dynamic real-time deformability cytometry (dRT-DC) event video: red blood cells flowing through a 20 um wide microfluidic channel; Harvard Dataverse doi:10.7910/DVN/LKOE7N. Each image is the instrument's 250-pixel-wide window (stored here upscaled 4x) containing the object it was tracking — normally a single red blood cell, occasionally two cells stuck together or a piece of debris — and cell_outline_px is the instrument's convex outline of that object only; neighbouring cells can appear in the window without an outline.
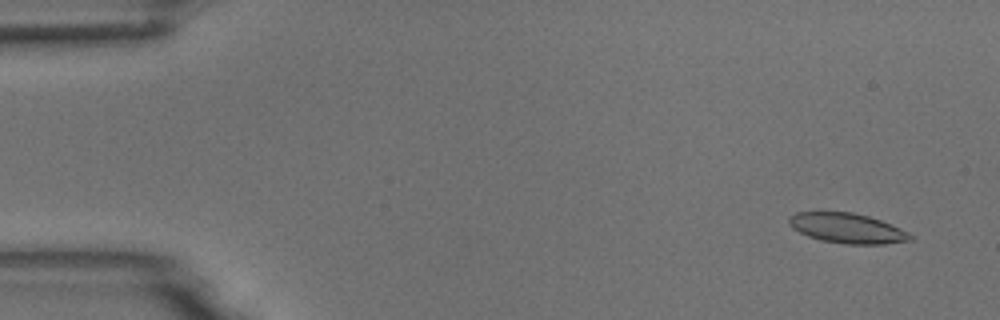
{"species": "common noctule bat (a hibernating species)", "species_latin": "Nyctalus noctula", "temperature_condition": "room temperature", "stored_images_in_passage": 6, "segment_of_instrument_passage": [2, 2], "camera_frame_rate_fps": 3000, "um_per_image_px": 0.085, "animal": {"sex": "male", "body_mass_g": 18.8}, "frame": {"image": 1, "passage_image": 6, "time_ms": 1.667, "image_size_px": [1000, 320], "cell_outline_px": [[912, 240], [884, 244], [844, 244], [820, 240], [808, 236], [792, 228], [788, 224], [788, 216], [796, 212], [852, 212], [868, 216], [892, 224], [908, 232], [912, 236]], "centroid_in_image_um": [71.99, 19.4], "position_along_channel_um": 13.0, "area_um2": 21.27}}